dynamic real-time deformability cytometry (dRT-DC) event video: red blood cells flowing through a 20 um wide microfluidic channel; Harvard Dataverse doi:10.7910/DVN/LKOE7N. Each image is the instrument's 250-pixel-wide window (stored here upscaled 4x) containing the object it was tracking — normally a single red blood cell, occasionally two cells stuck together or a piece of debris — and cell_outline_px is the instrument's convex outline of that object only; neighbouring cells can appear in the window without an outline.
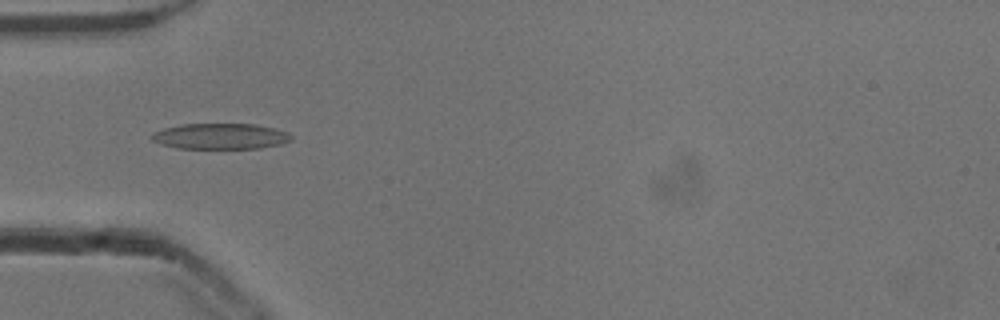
{"species": "common noctule bat (a hibernating species)", "species_latin": "Nyctalus noctula", "temperature_condition": "cold", "stored_images_in_passage": 53, "camera_frame_rate_fps": 3000, "um_per_image_px": 0.085, "animal": {"sex": "male", "body_mass_g": 13.3}, "frame": {"image": 1, "passage_image": 17, "time_ms": 5.333, "image_size_px": [1000, 320], "cell_outline_px": [[292, 140], [280, 144], [260, 148], [180, 148], [160, 144], [152, 140], [148, 136], [152, 132], [164, 128], [180, 124], [256, 124], [288, 132], [292, 136]], "centroid_in_image_um": [18.7, 11.58], "position_along_channel_um": 66.3, "area_um2": 20.98}}
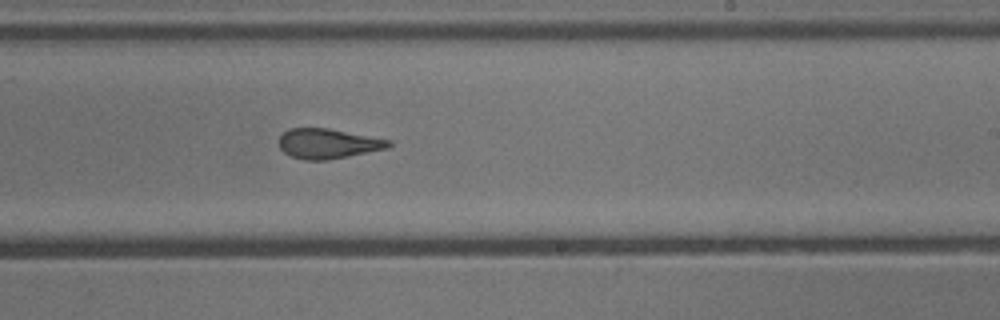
{"frame": {"image": 2, "passage_image": 32, "time_ms": 10.333, "image_size_px": [1000, 320], "cell_outline_px": [[392, 144], [388, 148], [328, 160], [304, 160], [292, 156], [284, 152], [280, 148], [280, 136], [288, 128], [328, 128], [392, 140]], "centroid_in_image_um": [27.89, 12.2], "position_along_channel_um": 261.1, "area_um2": 19.07}}
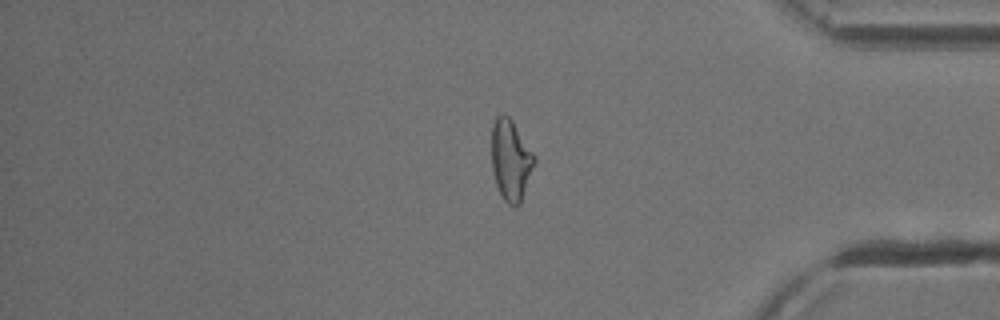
{"frame": {"image": 3, "passage_image": 44, "time_ms": 14.333, "image_size_px": [1000, 320], "cell_outline_px": [[536, 160], [520, 204], [516, 208], [508, 204], [504, 200], [496, 184], [492, 168], [492, 124], [496, 116], [504, 112], [512, 120], [536, 156]], "centroid_in_image_um": [43.42, 13.59], "position_along_channel_um": 391.8, "area_um2": 20.23}, "authors_computed_cell_mechanics": {"area_um2": 20.4612, "velocity_mm_per_s": 3.8853, "shape_relaxation_time_tau1_ms": null, "shape_relaxation_time_tau2_ms": 1.6623, "deformation_change_tau1": null, "deformation_change_tau2": 0.1029}}